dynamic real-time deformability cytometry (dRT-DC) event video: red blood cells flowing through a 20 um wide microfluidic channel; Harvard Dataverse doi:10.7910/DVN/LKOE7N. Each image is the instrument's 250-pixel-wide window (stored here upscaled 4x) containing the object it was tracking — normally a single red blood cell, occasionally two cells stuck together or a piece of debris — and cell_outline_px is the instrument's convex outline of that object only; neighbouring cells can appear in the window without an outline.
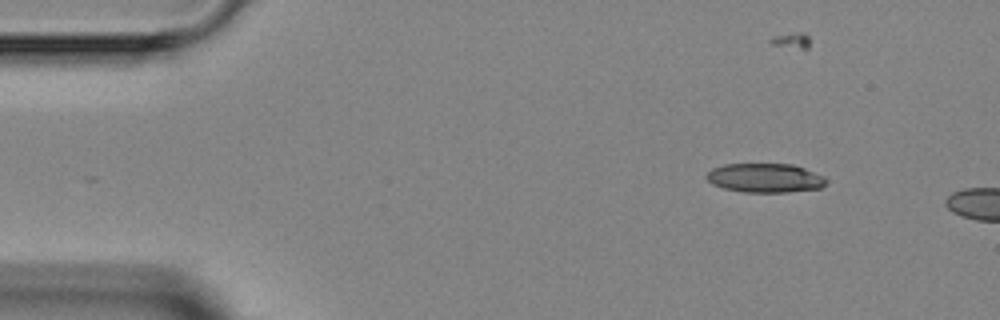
{"species": "Egyptian fruit bat (a non-hibernating species)", "species_latin": "Rousettus aegyptiacus", "temperature_condition": "room temperature", "stored_images_in_passage": 2, "camera_frame_rate_fps": 3000, "um_per_image_px": 0.085, "animal": {"sex": "female"}, "frame": {"image": 1, "passage_image": 1, "time_ms": 0.0, "image_size_px": [1000, 320], "cell_outline_px": [[828, 180], [820, 188], [788, 192], [744, 192], [724, 188], [712, 184], [704, 176], [712, 168], [724, 164], [792, 164], [804, 168], [824, 176]], "centroid_in_image_um": [65.01, 15.12], "position_along_channel_um": 20.0, "area_um2": 20.29}}